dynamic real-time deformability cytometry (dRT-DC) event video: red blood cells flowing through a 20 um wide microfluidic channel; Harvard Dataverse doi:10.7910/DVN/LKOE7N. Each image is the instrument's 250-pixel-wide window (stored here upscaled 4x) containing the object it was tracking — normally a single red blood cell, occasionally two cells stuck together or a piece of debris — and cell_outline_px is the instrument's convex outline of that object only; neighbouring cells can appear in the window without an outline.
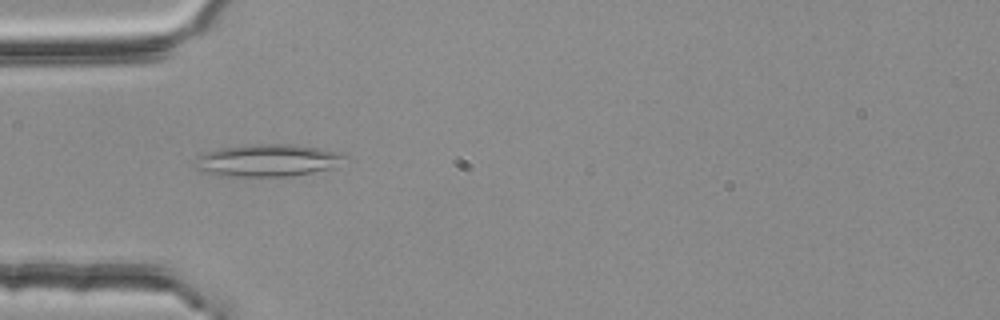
{"species": "common noctule bat (a hibernating species)", "species_latin": "Nyctalus noctula", "temperature_condition": "room temperature", "stored_images_in_passage": 5, "camera_frame_rate_fps": 3000, "um_per_image_px": 0.085, "animal": {"sex": "female", "body_mass_g": 25.1}, "frame": {"image": 1, "passage_image": 4, "time_ms": 1.0, "image_size_px": [1000, 320], "cell_outline_px": [[348, 156], [328, 168], [312, 172], [284, 176], [220, 176], [196, 168], [192, 160], [204, 152], [220, 148], [252, 144], [296, 144], [344, 152]], "centroid_in_image_um": [22.69, 13.61], "position_along_channel_um": 62.3, "area_um2": 28.03}}